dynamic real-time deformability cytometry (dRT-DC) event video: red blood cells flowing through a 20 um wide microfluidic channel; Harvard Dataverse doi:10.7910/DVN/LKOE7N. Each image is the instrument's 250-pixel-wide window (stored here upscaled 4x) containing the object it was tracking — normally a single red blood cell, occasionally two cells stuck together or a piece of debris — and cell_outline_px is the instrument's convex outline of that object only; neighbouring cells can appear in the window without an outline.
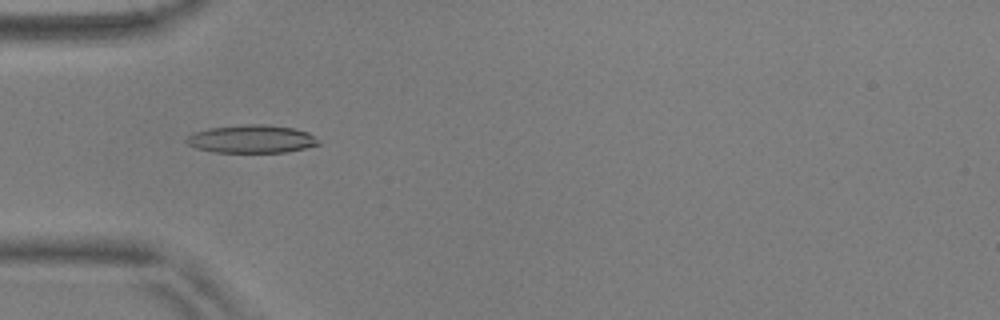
{"species": "common noctule bat (a hibernating species)", "species_latin": "Nyctalus noctula", "temperature_condition": "warm", "stored_images_in_passage": 54, "camera_frame_rate_fps": 3000, "um_per_image_px": 0.085, "animal": {"sex": "male", "body_mass_g": 17.9, "forearm_length_mm": 54.2}, "frame": {"image": 1, "passage_image": 17, "time_ms": 5.333, "image_size_px": [1000, 320], "cell_outline_px": [[320, 144], [304, 148], [284, 152], [216, 152], [196, 148], [188, 144], [184, 140], [188, 136], [196, 132], [208, 128], [244, 124], [264, 124], [292, 128], [308, 132]], "centroid_in_image_um": [21.34, 11.81], "position_along_channel_um": 63.7, "area_um2": 21.27}}
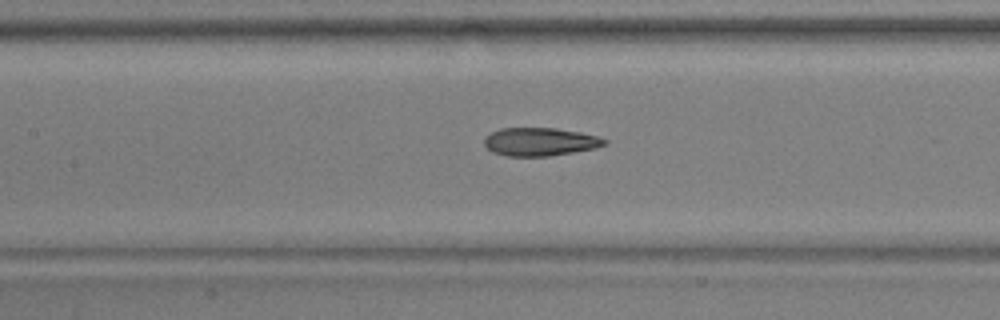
{"frame": {"image": 2, "passage_image": 25, "time_ms": 8.0, "image_size_px": [1000, 320], "cell_outline_px": [[608, 144], [596, 148], [548, 156], [508, 156], [492, 152], [484, 144], [484, 136], [500, 128], [556, 128], [580, 132], [596, 136], [608, 140]], "centroid_in_image_um": [45.9, 12.04], "position_along_channel_um": 161.5, "area_um2": 19.77}}
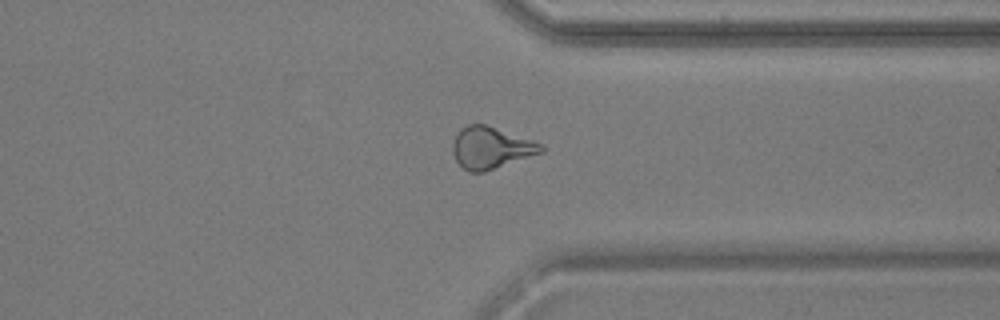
{"frame": {"image": 3, "passage_image": 42, "time_ms": 13.667, "image_size_px": [1000, 320], "cell_outline_px": [[544, 152], [484, 172], [468, 172], [456, 160], [452, 152], [452, 144], [460, 128], [468, 124], [484, 124], [544, 144]], "centroid_in_image_um": [41.73, 12.57], "position_along_channel_um": 369.7, "area_um2": 21.44}, "authors_computed_cell_mechanics": {"area_um2": 20.5768, "velocity_mm_per_s": 3.6899, "shape_relaxation_time_tau1_ms": 8.323, "shape_relaxation_time_tau2_ms": 2.1054, "deformation_change_tau1": 0.2323, "deformation_change_tau2": 0.1141}}